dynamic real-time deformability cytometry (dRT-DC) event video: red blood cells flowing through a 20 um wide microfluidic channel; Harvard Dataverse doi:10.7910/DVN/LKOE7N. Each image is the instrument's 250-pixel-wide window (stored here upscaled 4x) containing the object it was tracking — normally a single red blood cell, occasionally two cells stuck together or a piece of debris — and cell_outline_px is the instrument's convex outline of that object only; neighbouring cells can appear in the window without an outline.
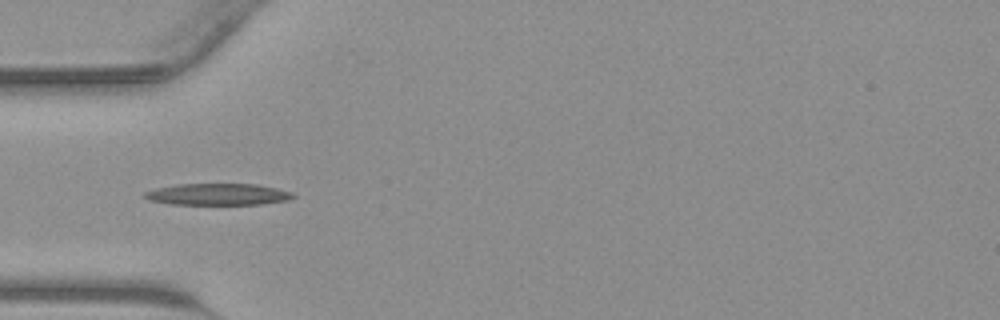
{"species": "common noctule bat (a hibernating species)", "species_latin": "Nyctalus noctula", "temperature_condition": "warm", "stored_images_in_passage": 32, "camera_frame_rate_fps": 3000, "um_per_image_px": 0.085, "animal": {"sex": "male", "body_mass_g": 23.1, "forearm_length_mm": 52.7}, "frame": {"image": 1, "passage_image": 2, "time_ms": 0.333, "image_size_px": [1000, 320], "cell_outline_px": [[296, 196], [288, 200], [260, 204], [168, 204], [148, 200], [144, 196], [144, 192], [156, 188], [176, 184], [260, 184], [292, 192]], "centroid_in_image_um": [18.51, 16.51], "position_along_channel_um": 66.5, "area_um2": 18.73}}
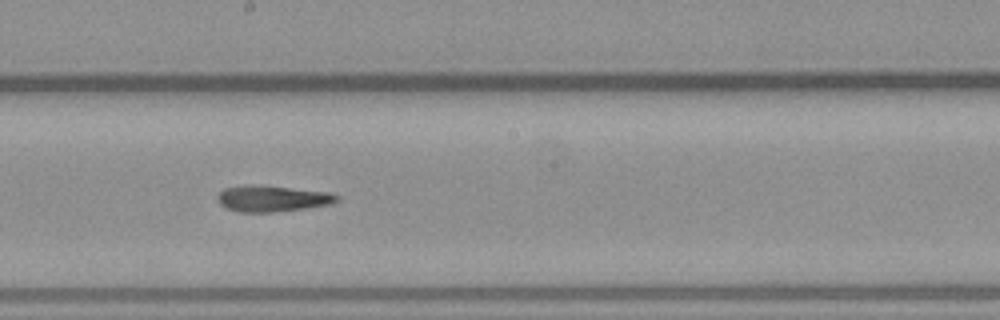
{"frame": {"image": 2, "passage_image": 12, "time_ms": 3.667, "image_size_px": [1000, 320], "cell_outline_px": [[340, 196], [332, 204], [304, 208], [272, 212], [240, 212], [228, 208], [220, 204], [216, 200], [216, 196], [224, 188], [248, 184], [260, 184], [328, 192]], "centroid_in_image_um": [23.1, 16.86], "position_along_channel_um": 225.1, "area_um2": 18.26}}
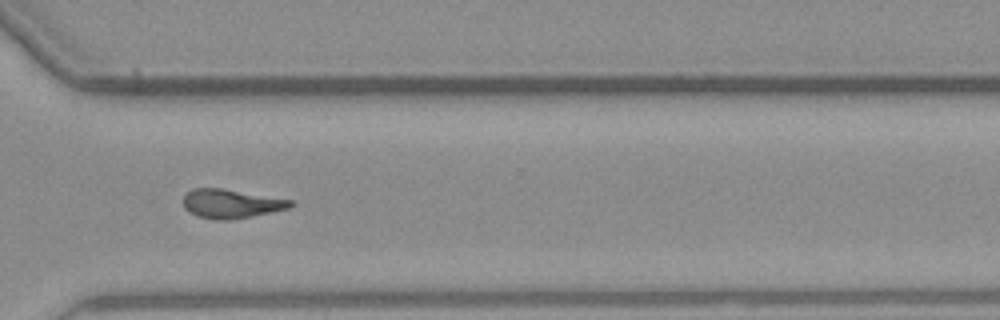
{"frame": {"image": 3, "passage_image": 20, "time_ms": 6.333, "image_size_px": [1000, 320], "cell_outline_px": [[296, 204], [288, 208], [228, 220], [216, 220], [200, 216], [188, 212], [184, 208], [184, 192], [192, 188], [220, 188], [292, 200]], "centroid_in_image_um": [19.59, 17.3], "position_along_channel_um": 351.0, "area_um2": 17.8}}